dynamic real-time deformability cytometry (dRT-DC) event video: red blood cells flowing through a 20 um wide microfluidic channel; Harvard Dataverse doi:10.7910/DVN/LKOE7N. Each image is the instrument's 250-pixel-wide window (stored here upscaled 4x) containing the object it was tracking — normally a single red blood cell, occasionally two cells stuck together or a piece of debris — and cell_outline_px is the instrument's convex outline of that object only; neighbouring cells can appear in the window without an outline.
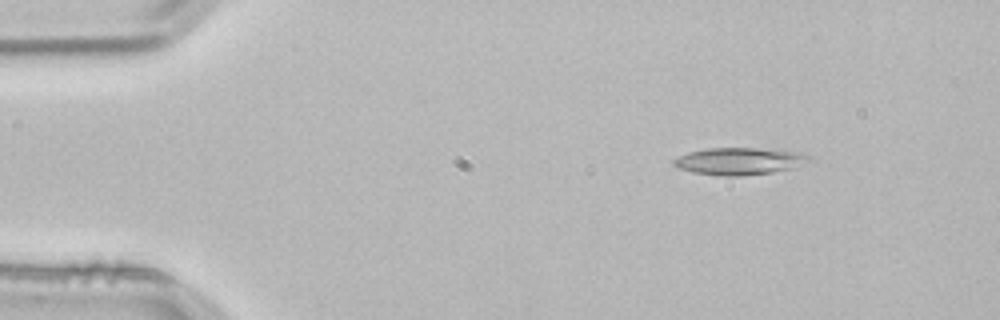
{"species": "common noctule bat (a hibernating species)", "species_latin": "Nyctalus noctula", "temperature_condition": "room temperature", "stored_images_in_passage": 4, "camera_frame_rate_fps": 3000, "um_per_image_px": 0.085, "animal": {"sex": "male", "body_mass_g": 21.5, "forearm_length_mm": 52.0}, "frame": {"image": 1, "passage_image": 2, "time_ms": 0.333, "image_size_px": [1000, 320], "cell_outline_px": [[816, 160], [796, 168], [772, 172], [744, 176], [720, 176], [692, 172], [680, 168], [672, 164], [672, 160], [688, 152], [708, 148], [756, 148], [796, 152], [812, 156]], "centroid_in_image_um": [62.91, 13.71], "position_along_channel_um": 22.1, "area_um2": 21.68}}
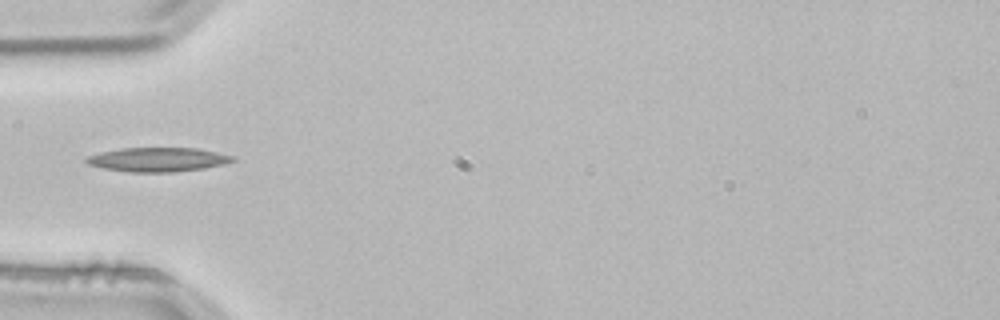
{"frame": {"image": 2, "passage_image": 4, "time_ms": 1.0, "image_size_px": [1000, 320], "cell_outline_px": [[236, 160], [224, 164], [204, 168], [172, 172], [128, 172], [104, 168], [88, 164], [84, 160], [88, 156], [100, 152], [120, 148], [196, 148], [236, 156]], "centroid_in_image_um": [13.43, 13.56], "position_along_channel_um": 71.6, "area_um2": 20.58}}